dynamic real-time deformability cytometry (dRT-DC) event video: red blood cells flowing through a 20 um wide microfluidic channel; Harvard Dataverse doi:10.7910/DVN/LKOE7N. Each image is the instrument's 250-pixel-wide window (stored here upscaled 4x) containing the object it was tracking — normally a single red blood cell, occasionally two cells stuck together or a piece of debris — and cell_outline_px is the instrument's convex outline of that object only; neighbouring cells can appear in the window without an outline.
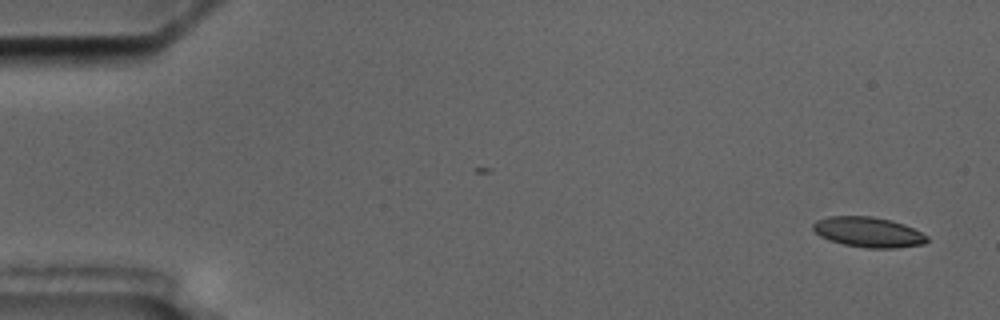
{"species": "common noctule bat (a hibernating species)", "species_latin": "Nyctalus noctula", "temperature_condition": "cold", "stored_images_in_passage": 2, "camera_frame_rate_fps": 3000, "um_per_image_px": 0.085, "animal": {"sex": "male", "body_mass_g": 17.5, "forearm_length_mm": 52.3}, "frame": {"image": 1, "passage_image": 2, "time_ms": 1.0, "image_size_px": [1000, 320], "cell_outline_px": [[928, 240], [924, 244], [896, 248], [868, 248], [844, 244], [828, 240], [820, 236], [812, 228], [812, 224], [816, 220], [828, 216], [872, 216], [904, 224], [928, 236]], "centroid_in_image_um": [73.78, 19.73], "position_along_channel_um": 11.2, "area_um2": 20.0}}